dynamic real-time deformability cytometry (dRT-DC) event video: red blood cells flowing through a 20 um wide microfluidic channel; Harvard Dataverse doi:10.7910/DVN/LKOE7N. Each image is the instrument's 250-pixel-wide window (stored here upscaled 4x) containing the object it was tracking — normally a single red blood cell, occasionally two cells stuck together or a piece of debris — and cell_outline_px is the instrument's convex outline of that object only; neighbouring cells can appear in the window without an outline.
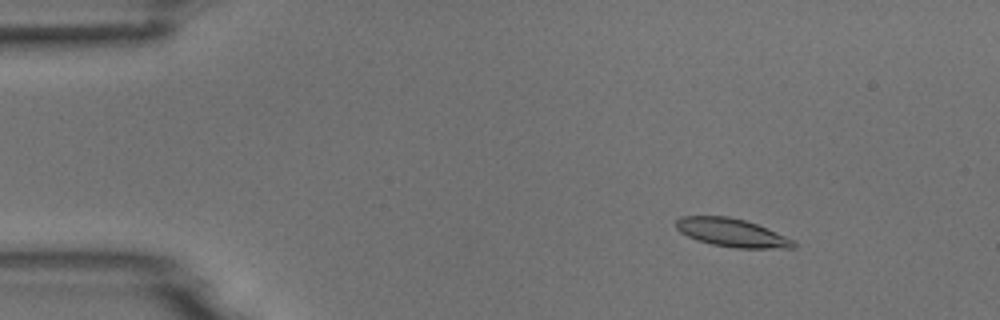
{"species": "common noctule bat (a hibernating species)", "species_latin": "Nyctalus noctula", "temperature_condition": "room temperature", "stored_images_in_passage": 6, "camera_frame_rate_fps": 3000, "um_per_image_px": 0.085, "animal": {"sex": "male", "body_mass_g": 18.8}, "frame": {"image": 1, "passage_image": 3, "time_ms": 2.0, "image_size_px": [1000, 320], "cell_outline_px": [[796, 248], [736, 248], [712, 244], [696, 240], [680, 232], [676, 228], [676, 220], [680, 216], [728, 216], [744, 220], [756, 224], [784, 236], [792, 240], [796, 244]], "centroid_in_image_um": [62.16, 19.78], "position_along_channel_um": 22.8, "area_um2": 19.13}}
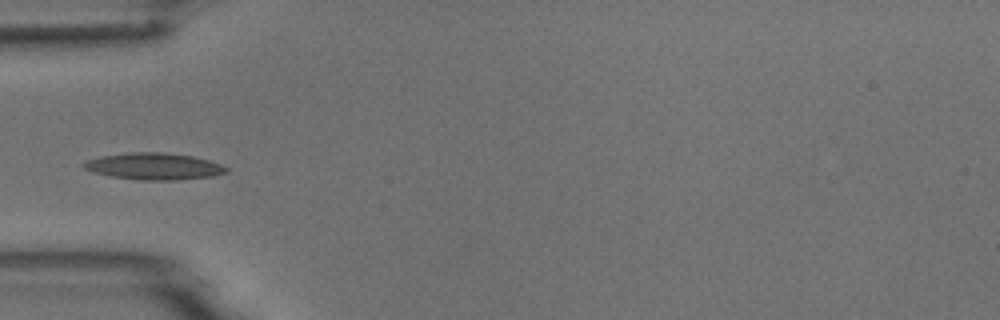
{"frame": {"image": 2, "passage_image": 6, "time_ms": 5.333, "image_size_px": [1000, 320], "cell_outline_px": [[228, 172], [212, 176], [176, 180], [136, 180], [112, 176], [92, 172], [84, 168], [80, 164], [88, 160], [100, 156], [132, 152], [164, 152], [192, 156], [208, 160], [220, 164], [228, 168]], "centroid_in_image_um": [13.07, 14.14], "position_along_channel_um": 71.9, "area_um2": 22.2}}